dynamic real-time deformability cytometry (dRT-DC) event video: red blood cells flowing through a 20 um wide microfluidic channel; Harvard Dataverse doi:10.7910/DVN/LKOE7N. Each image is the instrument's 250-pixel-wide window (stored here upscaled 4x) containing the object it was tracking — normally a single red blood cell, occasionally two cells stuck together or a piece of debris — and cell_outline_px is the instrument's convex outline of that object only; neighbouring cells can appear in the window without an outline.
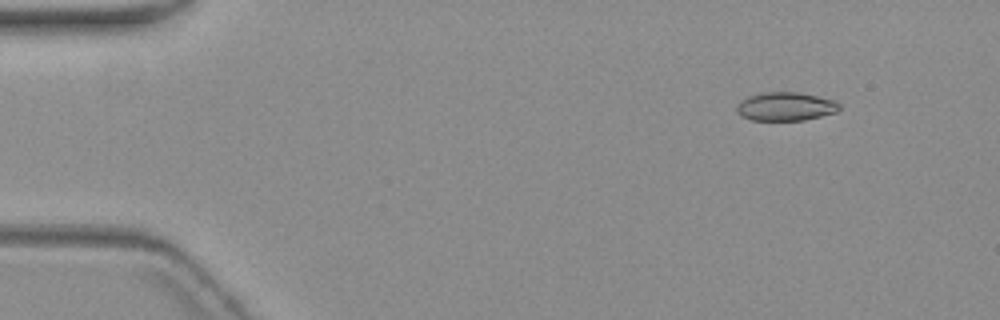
{"species": "common noctule bat (a hibernating species)", "species_latin": "Nyctalus noctula", "temperature_condition": "warm", "stored_images_in_passage": 8, "camera_frame_rate_fps": 3000, "um_per_image_px": 0.085, "animal": {"sex": "female", "body_mass_g": 19.3, "forearm_length_mm": 54.1}, "frame": {"image": 1, "passage_image": 1, "time_ms": 0.0, "image_size_px": [1000, 320], "cell_outline_px": [[840, 108], [836, 112], [804, 120], [752, 120], [740, 116], [736, 112], [736, 108], [740, 100], [748, 96], [760, 92], [796, 92], [836, 100], [840, 104]], "centroid_in_image_um": [66.74, 9.05], "position_along_channel_um": 18.3, "area_um2": 17.17}}
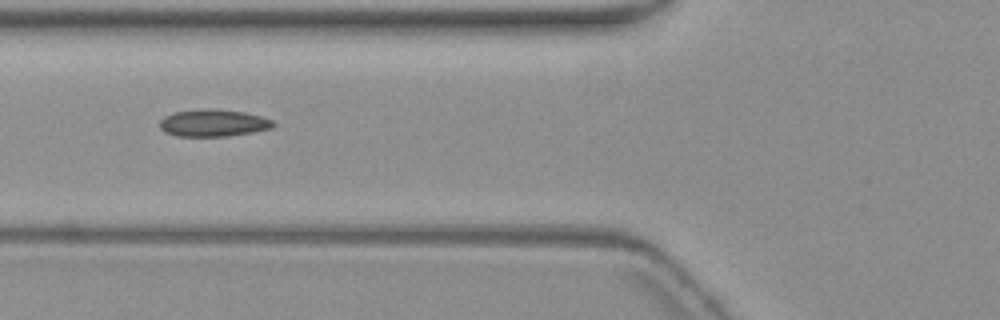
{"frame": {"image": 2, "passage_image": 5, "time_ms": 5.333, "image_size_px": [1000, 320], "cell_outline_px": [[276, 124], [272, 128], [252, 132], [228, 136], [176, 136], [164, 132], [160, 128], [160, 120], [164, 116], [172, 112], [244, 112], [260, 116], [272, 120]], "centroid_in_image_um": [18.13, 10.52], "position_along_channel_um": 107.7, "area_um2": 16.94}}
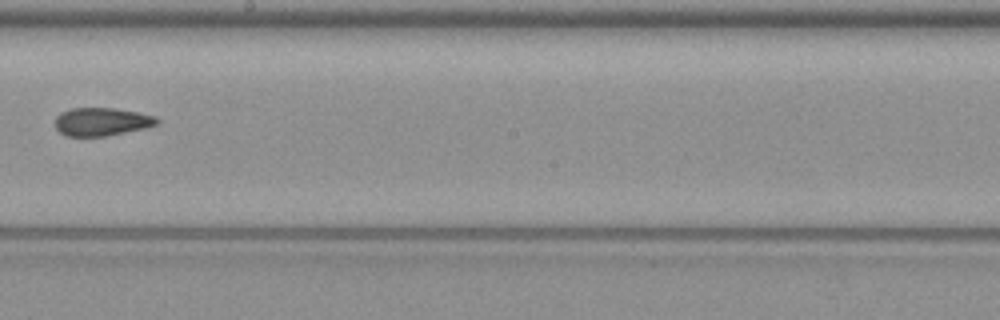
{"frame": {"image": 3, "passage_image": 8, "time_ms": 9.0, "image_size_px": [1000, 320], "cell_outline_px": [[160, 120], [156, 124], [148, 128], [104, 136], [68, 136], [60, 132], [56, 128], [56, 116], [60, 112], [72, 108], [112, 108], [136, 112], [156, 116]], "centroid_in_image_um": [8.65, 10.34], "position_along_channel_um": 239.5, "area_um2": 16.65}}